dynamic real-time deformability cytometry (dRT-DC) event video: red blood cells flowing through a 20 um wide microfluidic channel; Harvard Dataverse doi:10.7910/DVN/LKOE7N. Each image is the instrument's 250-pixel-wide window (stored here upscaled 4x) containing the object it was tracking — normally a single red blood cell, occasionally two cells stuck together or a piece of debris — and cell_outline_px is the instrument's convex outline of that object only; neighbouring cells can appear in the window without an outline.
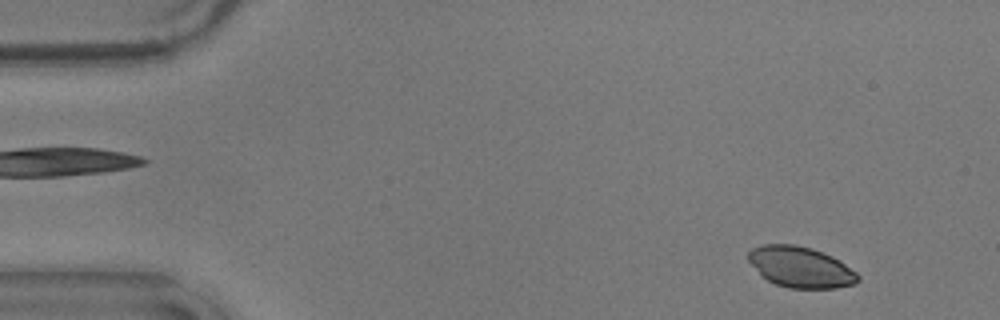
{"species": "common noctule bat (a hibernating species)", "species_latin": "Nyctalus noctula", "temperature_condition": "warm", "stored_images_in_passage": 53, "camera_frame_rate_fps": 3000, "um_per_image_px": 0.085, "animal": {"sex": "male", "body_mass_g": 17.9}, "frame": {"image": 1, "passage_image": 2, "time_ms": 0.333, "image_size_px": [1000, 320], "cell_outline_px": [[860, 280], [856, 284], [836, 288], [788, 288], [776, 284], [768, 280], [748, 260], [748, 252], [752, 248], [764, 244], [796, 244], [812, 248], [832, 256], [840, 260], [856, 272], [860, 276]], "centroid_in_image_um": [68.1, 22.7], "position_along_channel_um": 16.9, "area_um2": 26.07}}
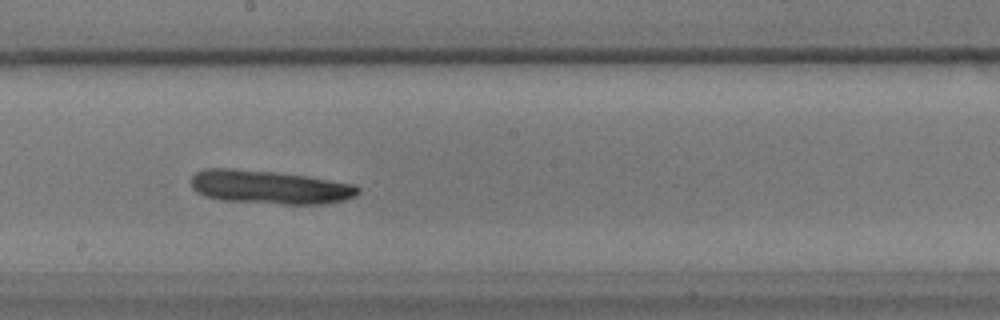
{"frame": {"image": 2, "passage_image": 28, "time_ms": 9.0, "image_size_px": [1000, 320], "cell_outline_px": [[360, 192], [356, 196], [344, 200], [324, 204], [280, 204], [220, 200], [196, 192], [192, 188], [192, 176], [196, 172], [204, 168], [232, 168], [276, 172], [308, 176], [356, 184], [360, 188]], "centroid_in_image_um": [22.95, 15.9], "position_along_channel_um": 225.3, "area_um2": 32.95}}
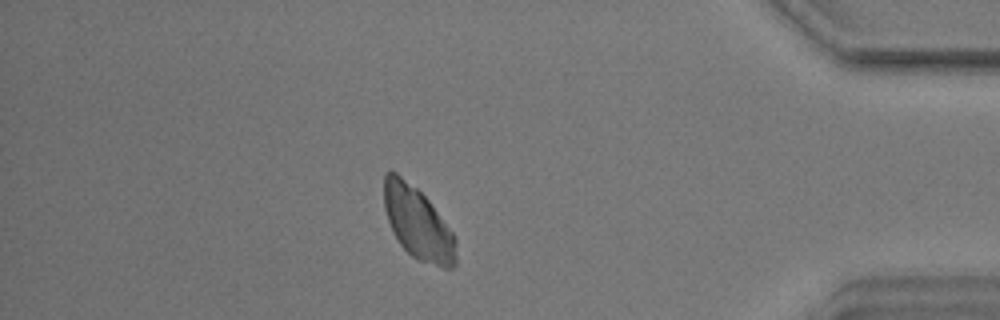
{"frame": {"image": 3, "passage_image": 46, "time_ms": 15.0, "image_size_px": [1000, 320], "cell_outline_px": [[456, 264], [452, 268], [444, 268], [420, 260], [412, 256], [400, 244], [392, 232], [384, 208], [384, 176], [388, 172], [396, 172], [416, 188], [428, 200], [456, 236]], "centroid_in_image_um": [35.52, 18.99], "position_along_channel_um": 399.7, "area_um2": 30.11}}